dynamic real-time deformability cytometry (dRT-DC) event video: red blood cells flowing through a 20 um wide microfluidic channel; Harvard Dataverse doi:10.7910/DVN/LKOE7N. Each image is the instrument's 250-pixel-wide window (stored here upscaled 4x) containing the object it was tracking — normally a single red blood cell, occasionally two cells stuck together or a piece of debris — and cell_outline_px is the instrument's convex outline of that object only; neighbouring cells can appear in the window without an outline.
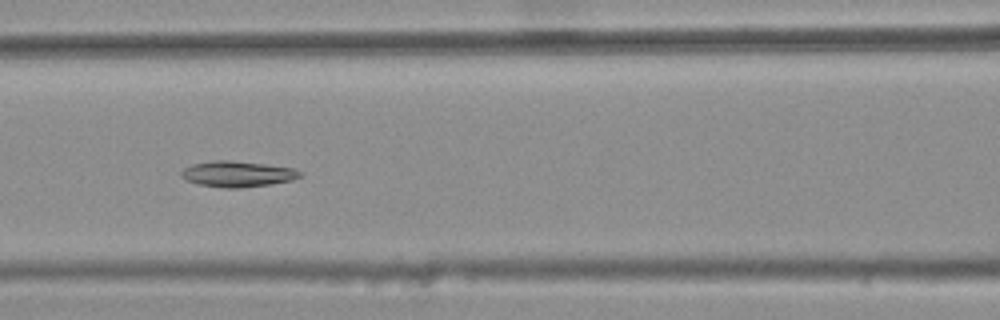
{"species": "common noctule bat (a hibernating species)", "species_latin": "Nyctalus noctula", "temperature_condition": "warm", "stored_images_in_passage": 7, "camera_frame_rate_fps": 3000, "um_per_image_px": 0.085, "animal": {"sex": "female", "body_mass_g": 25.1}, "frame": {"image": 1, "passage_image": 6, "time_ms": 1.667, "image_size_px": [1000, 320], "cell_outline_px": [[304, 172], [300, 176], [292, 180], [272, 184], [240, 188], [224, 188], [196, 184], [180, 176], [180, 172], [184, 168], [192, 164], [216, 160], [228, 160], [264, 164], [292, 168]], "centroid_in_image_um": [20.17, 14.79], "position_along_channel_um": 146.4, "area_um2": 17.86}}
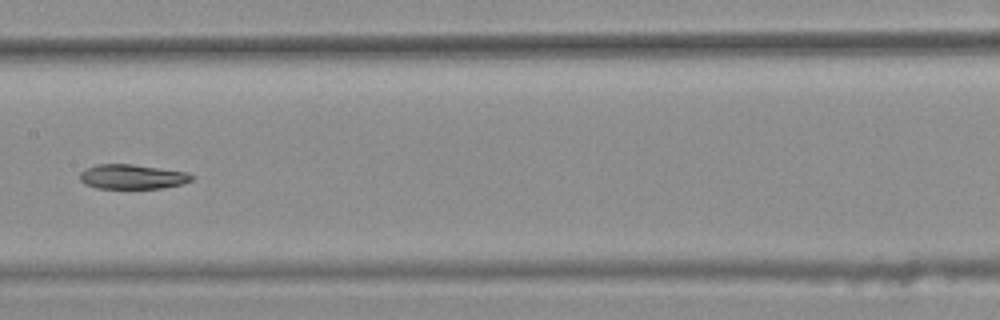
{"frame": {"image": 2, "passage_image": 7, "time_ms": 2.0, "image_size_px": [1000, 320], "cell_outline_px": [[196, 176], [192, 180], [184, 184], [164, 188], [96, 188], [84, 184], [80, 180], [80, 172], [84, 168], [96, 164], [132, 164], [188, 172]], "centroid_in_image_um": [11.26, 15.02], "position_along_channel_um": 196.1, "area_um2": 16.3}}